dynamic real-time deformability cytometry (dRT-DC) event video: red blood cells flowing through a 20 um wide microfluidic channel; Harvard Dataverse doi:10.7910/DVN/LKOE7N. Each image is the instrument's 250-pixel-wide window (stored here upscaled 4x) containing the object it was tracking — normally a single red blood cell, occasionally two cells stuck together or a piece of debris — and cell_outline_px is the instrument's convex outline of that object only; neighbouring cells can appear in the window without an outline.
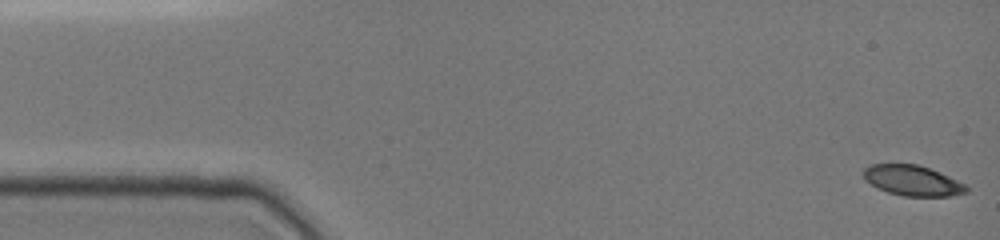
{"species": "common noctule bat (a hibernating species)", "species_latin": "Nyctalus noctula", "temperature_condition": "cold", "stored_images_in_passage": 101, "camera_frame_rate_fps": 3000, "um_per_image_px": 0.085, "animal": {"sex": "female", "body_mass_g": 19.0, "forearm_length_mm": 51.5}, "frame": {"image": 1, "passage_image": 1, "time_ms": 0.0, "image_size_px": [1000, 240], "cell_outline_px": [[968, 192], [952, 196], [904, 196], [888, 192], [864, 180], [864, 168], [872, 164], [916, 164], [928, 168], [968, 184]], "centroid_in_image_um": [77.61, 15.35], "position_along_channel_um": 7.4, "area_um2": 18.09}}
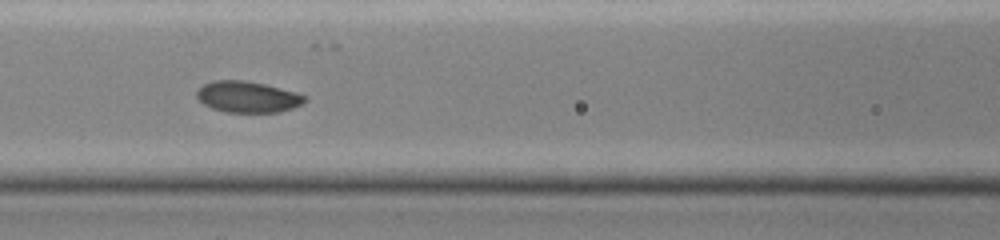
{"frame": {"image": 2, "passage_image": 31, "time_ms": 6.667, "image_size_px": [1000, 240], "cell_outline_px": [[308, 100], [292, 108], [280, 112], [224, 112], [212, 108], [204, 104], [196, 96], [196, 92], [204, 84], [212, 80], [244, 80], [264, 84], [296, 92], [308, 96]], "centroid_in_image_um": [21.06, 8.23], "position_along_channel_um": 145.5, "area_um2": 19.65}}
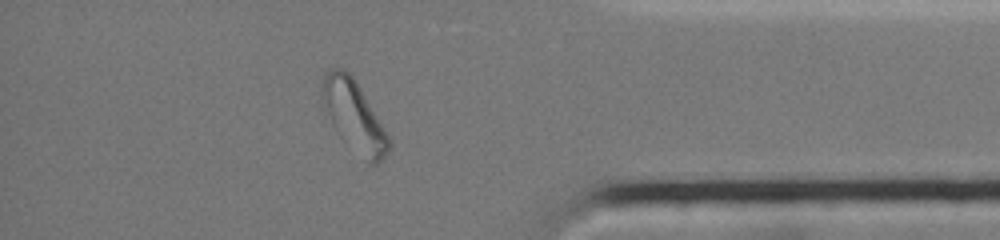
{"frame": {"image": 3, "passage_image": 85, "time_ms": 13.667, "image_size_px": [1000, 240], "cell_outline_px": [[392, 148], [376, 164], [368, 164], [336, 132], [332, 124], [320, 96], [324, 72], [328, 68], [344, 68], [352, 76], [360, 88], [384, 128], [392, 144]], "centroid_in_image_um": [30.07, 9.85], "position_along_channel_um": 405.1, "area_um2": 27.17}, "authors_computed_cell_mechanics": {"area_um2": 19.8832, "velocity_mm_per_s": 3.8972, "shape_relaxation_time_tau1_ms": 2.7167, "shape_relaxation_time_tau2_ms": null, "deformation_change_tau1": 0.0836, "deformation_change_tau2": null}}